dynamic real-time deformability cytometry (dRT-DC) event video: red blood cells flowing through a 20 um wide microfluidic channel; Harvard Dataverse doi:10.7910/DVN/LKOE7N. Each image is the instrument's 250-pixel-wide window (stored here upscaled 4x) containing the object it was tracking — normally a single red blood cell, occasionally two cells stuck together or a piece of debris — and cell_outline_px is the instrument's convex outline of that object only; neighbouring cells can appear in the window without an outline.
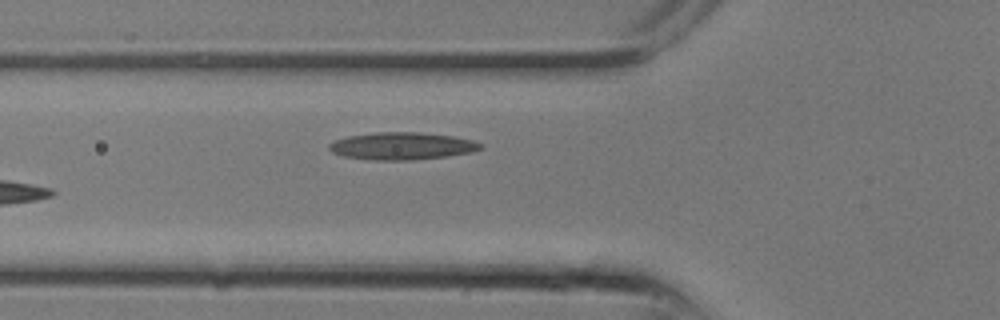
{"species": "common noctule bat (a hibernating species)", "species_latin": "Nyctalus noctula", "temperature_condition": "room temperature", "stored_images_in_passage": 7, "camera_frame_rate_fps": 3000, "um_per_image_px": 0.085, "animal": {"sex": "male", "body_mass_g": 13.3}, "frame": {"image": 1, "passage_image": 7, "time_ms": 2.0, "image_size_px": [1000, 320], "cell_outline_px": [[484, 148], [472, 152], [448, 156], [412, 160], [368, 160], [344, 156], [332, 152], [328, 148], [328, 144], [336, 140], [348, 136], [376, 132], [420, 132], [452, 136], [472, 140], [484, 144]], "centroid_in_image_um": [34.19, 12.41], "position_along_channel_um": 91.6, "area_um2": 24.28}}